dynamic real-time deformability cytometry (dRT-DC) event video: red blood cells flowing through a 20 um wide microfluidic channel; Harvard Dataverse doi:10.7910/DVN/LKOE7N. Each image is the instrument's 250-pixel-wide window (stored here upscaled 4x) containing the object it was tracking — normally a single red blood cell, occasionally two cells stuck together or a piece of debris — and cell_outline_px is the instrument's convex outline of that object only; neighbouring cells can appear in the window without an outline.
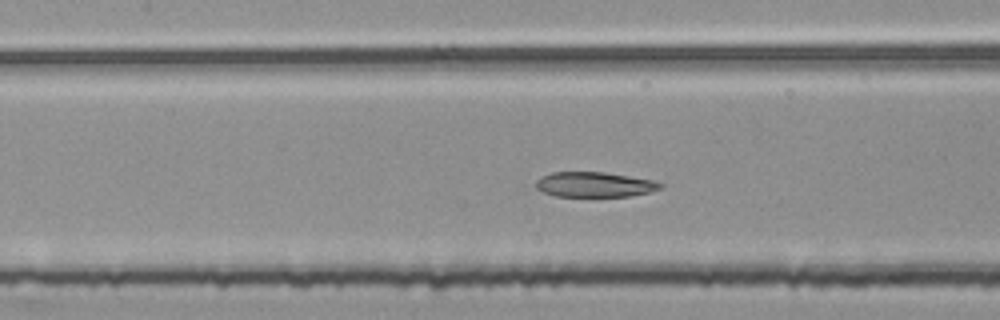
{"species": "common noctule bat (a hibernating species)", "species_latin": "Nyctalus noctula", "temperature_condition": "room temperature", "stored_images_in_passage": 49, "camera_frame_rate_fps": 3000, "um_per_image_px": 0.085, "animal": {"sex": "female", "body_mass_g": 25.1}, "frame": {"image": 1, "passage_image": 22, "time_ms": 7.0, "image_size_px": [1000, 320], "cell_outline_px": [[664, 184], [660, 188], [652, 192], [632, 196], [556, 196], [544, 192], [536, 188], [536, 180], [540, 176], [552, 172], [604, 172], [652, 180]], "centroid_in_image_um": [50.53, 15.68], "position_along_channel_um": 156.9, "area_um2": 18.15}}
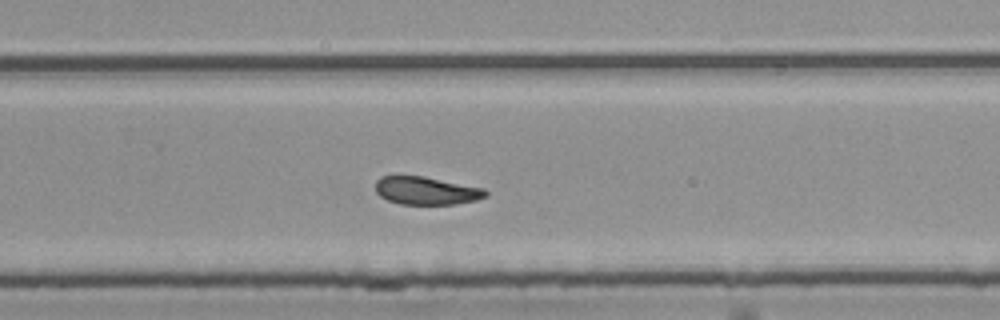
{"frame": {"image": 2, "passage_image": 33, "time_ms": 10.667, "image_size_px": [1000, 320], "cell_outline_px": [[488, 196], [476, 200], [456, 204], [400, 204], [388, 200], [380, 196], [376, 192], [376, 180], [380, 176], [424, 176], [484, 188], [488, 192]], "centroid_in_image_um": [36.25, 16.21], "position_along_channel_um": 293.6, "area_um2": 17.98}}
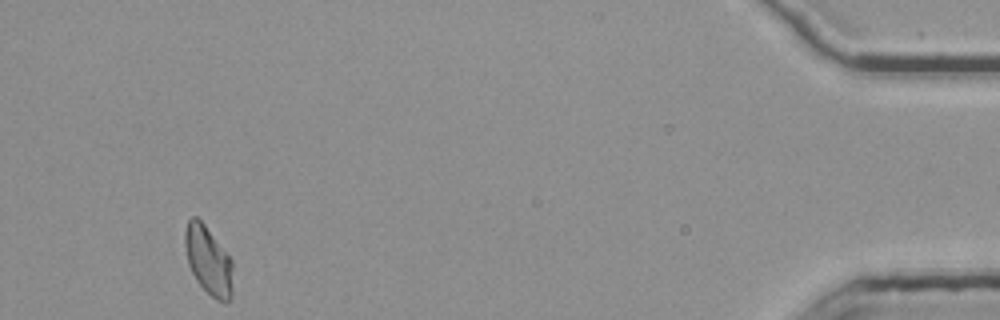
{"frame": {"image": 3, "passage_image": 49, "time_ms": 16.0, "image_size_px": [1000, 320], "cell_outline_px": [[232, 296], [224, 304], [216, 300], [196, 280], [188, 264], [184, 244], [184, 232], [188, 220], [192, 216], [196, 216], [204, 224], [232, 260]], "centroid_in_image_um": [17.7, 22.15], "position_along_channel_um": 417.5, "area_um2": 19.02}, "authors_computed_cell_mechanics": {"area_um2": 19.1318, "velocity_mm_per_s": 3.7487, "shape_relaxation_time_tau1_ms": null, "shape_relaxation_time_tau2_ms": 2.6604, "deformation_change_tau1": null, "deformation_change_tau2": 0.0922}}